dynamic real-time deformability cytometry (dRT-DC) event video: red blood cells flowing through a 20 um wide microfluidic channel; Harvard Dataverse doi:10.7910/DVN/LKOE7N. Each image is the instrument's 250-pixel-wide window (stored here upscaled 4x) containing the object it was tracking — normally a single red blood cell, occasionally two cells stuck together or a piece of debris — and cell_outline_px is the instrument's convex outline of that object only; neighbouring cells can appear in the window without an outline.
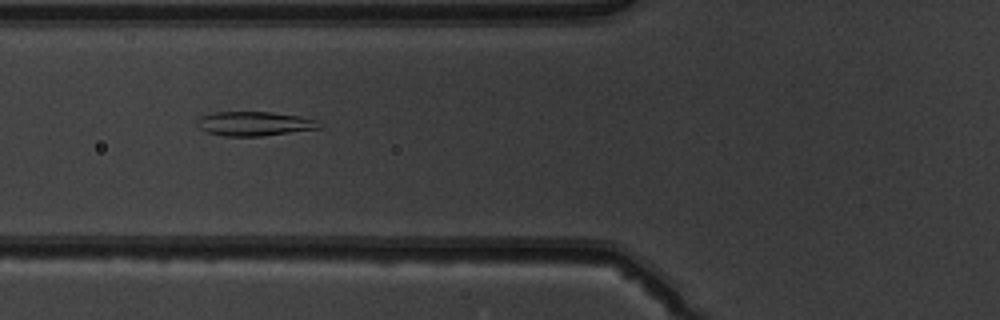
{"species": "common noctule bat (a hibernating species)", "species_latin": "Nyctalus noctula", "temperature_condition": "warm", "stored_images_in_passage": 50, "segment_of_instrument_passage": [1, 2], "camera_frame_rate_fps": 3000, "um_per_image_px": 0.085, "animal": {"sex": "male", "body_mass_g": 19.5, "forearm_length_mm": 54.6}, "frame": {"image": 1, "passage_image": 20, "time_ms": 6.333, "image_size_px": [1000, 320], "cell_outline_px": [[324, 128], [260, 136], [224, 136], [208, 132], [200, 128], [196, 124], [196, 120], [200, 116], [216, 112], [272, 112], [300, 116], [320, 120]], "centroid_in_image_um": [21.68, 10.51], "position_along_channel_um": 104.1, "area_um2": 17.46}}
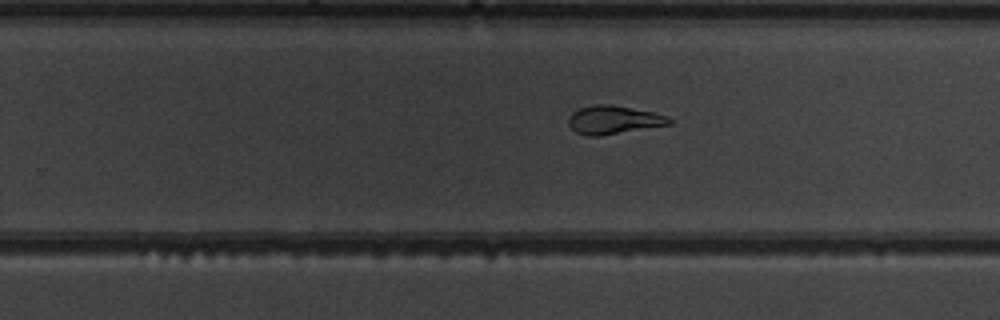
{"frame": {"image": 2, "passage_image": 33, "time_ms": 10.667, "image_size_px": [1000, 320], "cell_outline_px": [[672, 124], [600, 136], [588, 136], [576, 132], [568, 124], [568, 120], [572, 112], [580, 108], [596, 104], [612, 104], [652, 112], [668, 116], [672, 120]], "centroid_in_image_um": [52.16, 10.19], "position_along_channel_um": 277.6, "area_um2": 16.65}}
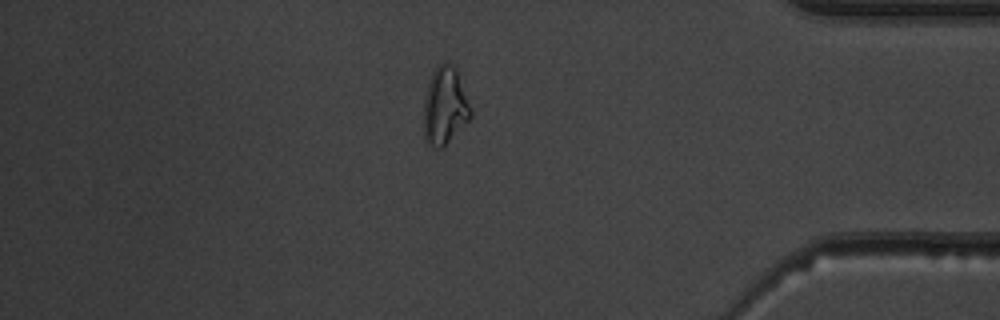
{"frame": {"image": 3, "passage_image": 44, "time_ms": 14.333, "image_size_px": [1000, 320], "cell_outline_px": [[472, 116], [440, 148], [436, 148], [428, 144], [424, 136], [424, 100], [428, 84], [432, 72], [440, 64], [448, 64], [456, 68], [472, 112]], "centroid_in_image_um": [37.79, 9.0], "position_along_channel_um": 397.4, "area_um2": 20.52}}